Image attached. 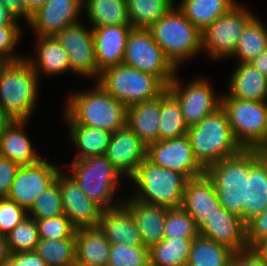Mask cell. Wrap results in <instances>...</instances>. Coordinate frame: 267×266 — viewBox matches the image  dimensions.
<instances>
[{
  "label": "cell",
  "instance_id": "obj_1",
  "mask_svg": "<svg viewBox=\"0 0 267 266\" xmlns=\"http://www.w3.org/2000/svg\"><path fill=\"white\" fill-rule=\"evenodd\" d=\"M90 92L70 96L66 109L68 125H83L114 133L126 126L127 107L96 83ZM96 86V87H95Z\"/></svg>",
  "mask_w": 267,
  "mask_h": 266
},
{
  "label": "cell",
  "instance_id": "obj_2",
  "mask_svg": "<svg viewBox=\"0 0 267 266\" xmlns=\"http://www.w3.org/2000/svg\"><path fill=\"white\" fill-rule=\"evenodd\" d=\"M187 135L194 157L205 170L243 150L233 135L228 115L222 106L190 127Z\"/></svg>",
  "mask_w": 267,
  "mask_h": 266
},
{
  "label": "cell",
  "instance_id": "obj_3",
  "mask_svg": "<svg viewBox=\"0 0 267 266\" xmlns=\"http://www.w3.org/2000/svg\"><path fill=\"white\" fill-rule=\"evenodd\" d=\"M38 74L26 58L6 62L0 71V108L14 121H27L38 90Z\"/></svg>",
  "mask_w": 267,
  "mask_h": 266
},
{
  "label": "cell",
  "instance_id": "obj_4",
  "mask_svg": "<svg viewBox=\"0 0 267 266\" xmlns=\"http://www.w3.org/2000/svg\"><path fill=\"white\" fill-rule=\"evenodd\" d=\"M131 179L139 189L133 198L168 209L182 206L188 181L184 174L159 167L146 158Z\"/></svg>",
  "mask_w": 267,
  "mask_h": 266
},
{
  "label": "cell",
  "instance_id": "obj_5",
  "mask_svg": "<svg viewBox=\"0 0 267 266\" xmlns=\"http://www.w3.org/2000/svg\"><path fill=\"white\" fill-rule=\"evenodd\" d=\"M149 31L176 68L183 59H189L202 51V32L175 6Z\"/></svg>",
  "mask_w": 267,
  "mask_h": 266
},
{
  "label": "cell",
  "instance_id": "obj_6",
  "mask_svg": "<svg viewBox=\"0 0 267 266\" xmlns=\"http://www.w3.org/2000/svg\"><path fill=\"white\" fill-rule=\"evenodd\" d=\"M211 178L222 208L236 214L244 223V204L247 202L249 149L224 158L205 170Z\"/></svg>",
  "mask_w": 267,
  "mask_h": 266
},
{
  "label": "cell",
  "instance_id": "obj_7",
  "mask_svg": "<svg viewBox=\"0 0 267 266\" xmlns=\"http://www.w3.org/2000/svg\"><path fill=\"white\" fill-rule=\"evenodd\" d=\"M98 84L126 107L160 96L167 86L155 75L120 64L101 72Z\"/></svg>",
  "mask_w": 267,
  "mask_h": 266
},
{
  "label": "cell",
  "instance_id": "obj_8",
  "mask_svg": "<svg viewBox=\"0 0 267 266\" xmlns=\"http://www.w3.org/2000/svg\"><path fill=\"white\" fill-rule=\"evenodd\" d=\"M229 124L243 149H261L267 143V103L223 96Z\"/></svg>",
  "mask_w": 267,
  "mask_h": 266
},
{
  "label": "cell",
  "instance_id": "obj_9",
  "mask_svg": "<svg viewBox=\"0 0 267 266\" xmlns=\"http://www.w3.org/2000/svg\"><path fill=\"white\" fill-rule=\"evenodd\" d=\"M71 167L72 174L70 176L85 195L103 210L121 205L118 203L113 205L111 202L121 174L105 155L74 160Z\"/></svg>",
  "mask_w": 267,
  "mask_h": 266
},
{
  "label": "cell",
  "instance_id": "obj_10",
  "mask_svg": "<svg viewBox=\"0 0 267 266\" xmlns=\"http://www.w3.org/2000/svg\"><path fill=\"white\" fill-rule=\"evenodd\" d=\"M123 64L155 75L166 86L177 75V68L155 42L149 29L131 28Z\"/></svg>",
  "mask_w": 267,
  "mask_h": 266
},
{
  "label": "cell",
  "instance_id": "obj_11",
  "mask_svg": "<svg viewBox=\"0 0 267 266\" xmlns=\"http://www.w3.org/2000/svg\"><path fill=\"white\" fill-rule=\"evenodd\" d=\"M253 16L244 7L235 5L201 33L202 50H209V55L216 60L220 57H233L243 28Z\"/></svg>",
  "mask_w": 267,
  "mask_h": 266
},
{
  "label": "cell",
  "instance_id": "obj_12",
  "mask_svg": "<svg viewBox=\"0 0 267 266\" xmlns=\"http://www.w3.org/2000/svg\"><path fill=\"white\" fill-rule=\"evenodd\" d=\"M177 76L167 86V90L177 99L188 128L198 124L203 118L222 106V100L215 97L210 84L201 78L195 79L184 89Z\"/></svg>",
  "mask_w": 267,
  "mask_h": 266
},
{
  "label": "cell",
  "instance_id": "obj_13",
  "mask_svg": "<svg viewBox=\"0 0 267 266\" xmlns=\"http://www.w3.org/2000/svg\"><path fill=\"white\" fill-rule=\"evenodd\" d=\"M147 159L159 167L184 174L188 179L205 173V169L194 157L187 134L150 144L147 147Z\"/></svg>",
  "mask_w": 267,
  "mask_h": 266
},
{
  "label": "cell",
  "instance_id": "obj_14",
  "mask_svg": "<svg viewBox=\"0 0 267 266\" xmlns=\"http://www.w3.org/2000/svg\"><path fill=\"white\" fill-rule=\"evenodd\" d=\"M59 172L57 167L44 159L20 166L7 198L28 211L38 196L56 181Z\"/></svg>",
  "mask_w": 267,
  "mask_h": 266
},
{
  "label": "cell",
  "instance_id": "obj_15",
  "mask_svg": "<svg viewBox=\"0 0 267 266\" xmlns=\"http://www.w3.org/2000/svg\"><path fill=\"white\" fill-rule=\"evenodd\" d=\"M55 37L69 56L71 71L99 78L92 28L88 31L81 23H76L65 27Z\"/></svg>",
  "mask_w": 267,
  "mask_h": 266
},
{
  "label": "cell",
  "instance_id": "obj_16",
  "mask_svg": "<svg viewBox=\"0 0 267 266\" xmlns=\"http://www.w3.org/2000/svg\"><path fill=\"white\" fill-rule=\"evenodd\" d=\"M59 189L64 214L76 230L99 227L103 209L85 195L70 175L59 172Z\"/></svg>",
  "mask_w": 267,
  "mask_h": 266
},
{
  "label": "cell",
  "instance_id": "obj_17",
  "mask_svg": "<svg viewBox=\"0 0 267 266\" xmlns=\"http://www.w3.org/2000/svg\"><path fill=\"white\" fill-rule=\"evenodd\" d=\"M105 156L121 175L131 178L147 158V146L126 125L112 133Z\"/></svg>",
  "mask_w": 267,
  "mask_h": 266
},
{
  "label": "cell",
  "instance_id": "obj_18",
  "mask_svg": "<svg viewBox=\"0 0 267 266\" xmlns=\"http://www.w3.org/2000/svg\"><path fill=\"white\" fill-rule=\"evenodd\" d=\"M83 0H47L31 15L28 24L38 36H55L65 27L79 23Z\"/></svg>",
  "mask_w": 267,
  "mask_h": 266
},
{
  "label": "cell",
  "instance_id": "obj_19",
  "mask_svg": "<svg viewBox=\"0 0 267 266\" xmlns=\"http://www.w3.org/2000/svg\"><path fill=\"white\" fill-rule=\"evenodd\" d=\"M181 207L194 219L198 228L222 208L215 186L206 172L188 179Z\"/></svg>",
  "mask_w": 267,
  "mask_h": 266
},
{
  "label": "cell",
  "instance_id": "obj_20",
  "mask_svg": "<svg viewBox=\"0 0 267 266\" xmlns=\"http://www.w3.org/2000/svg\"><path fill=\"white\" fill-rule=\"evenodd\" d=\"M199 236L213 240L231 250L247 248L246 228L239 216L221 208L199 228Z\"/></svg>",
  "mask_w": 267,
  "mask_h": 266
},
{
  "label": "cell",
  "instance_id": "obj_21",
  "mask_svg": "<svg viewBox=\"0 0 267 266\" xmlns=\"http://www.w3.org/2000/svg\"><path fill=\"white\" fill-rule=\"evenodd\" d=\"M131 25L93 27V38L98 71L123 64L125 47Z\"/></svg>",
  "mask_w": 267,
  "mask_h": 266
},
{
  "label": "cell",
  "instance_id": "obj_22",
  "mask_svg": "<svg viewBox=\"0 0 267 266\" xmlns=\"http://www.w3.org/2000/svg\"><path fill=\"white\" fill-rule=\"evenodd\" d=\"M267 209V159L259 149H249L247 202L244 204V224Z\"/></svg>",
  "mask_w": 267,
  "mask_h": 266
},
{
  "label": "cell",
  "instance_id": "obj_23",
  "mask_svg": "<svg viewBox=\"0 0 267 266\" xmlns=\"http://www.w3.org/2000/svg\"><path fill=\"white\" fill-rule=\"evenodd\" d=\"M131 213L144 246L150 249L164 236L168 208L130 198L122 203Z\"/></svg>",
  "mask_w": 267,
  "mask_h": 266
},
{
  "label": "cell",
  "instance_id": "obj_24",
  "mask_svg": "<svg viewBox=\"0 0 267 266\" xmlns=\"http://www.w3.org/2000/svg\"><path fill=\"white\" fill-rule=\"evenodd\" d=\"M99 228L110 244L144 245L130 211L122 202L120 206L102 211Z\"/></svg>",
  "mask_w": 267,
  "mask_h": 266
},
{
  "label": "cell",
  "instance_id": "obj_25",
  "mask_svg": "<svg viewBox=\"0 0 267 266\" xmlns=\"http://www.w3.org/2000/svg\"><path fill=\"white\" fill-rule=\"evenodd\" d=\"M160 96L127 107L126 125L148 147L159 140Z\"/></svg>",
  "mask_w": 267,
  "mask_h": 266
},
{
  "label": "cell",
  "instance_id": "obj_26",
  "mask_svg": "<svg viewBox=\"0 0 267 266\" xmlns=\"http://www.w3.org/2000/svg\"><path fill=\"white\" fill-rule=\"evenodd\" d=\"M76 263L86 266H107L110 242L99 227L75 231Z\"/></svg>",
  "mask_w": 267,
  "mask_h": 266
},
{
  "label": "cell",
  "instance_id": "obj_27",
  "mask_svg": "<svg viewBox=\"0 0 267 266\" xmlns=\"http://www.w3.org/2000/svg\"><path fill=\"white\" fill-rule=\"evenodd\" d=\"M229 97L267 101V77L249 63H240L231 77Z\"/></svg>",
  "mask_w": 267,
  "mask_h": 266
},
{
  "label": "cell",
  "instance_id": "obj_28",
  "mask_svg": "<svg viewBox=\"0 0 267 266\" xmlns=\"http://www.w3.org/2000/svg\"><path fill=\"white\" fill-rule=\"evenodd\" d=\"M26 121H13L0 138V156L19 166L38 163L42 158L35 153L29 138L21 130Z\"/></svg>",
  "mask_w": 267,
  "mask_h": 266
},
{
  "label": "cell",
  "instance_id": "obj_29",
  "mask_svg": "<svg viewBox=\"0 0 267 266\" xmlns=\"http://www.w3.org/2000/svg\"><path fill=\"white\" fill-rule=\"evenodd\" d=\"M38 57L34 62L28 59V62L38 74L57 75L64 73L70 68V60L66 50L61 46L55 36H38Z\"/></svg>",
  "mask_w": 267,
  "mask_h": 266
},
{
  "label": "cell",
  "instance_id": "obj_30",
  "mask_svg": "<svg viewBox=\"0 0 267 266\" xmlns=\"http://www.w3.org/2000/svg\"><path fill=\"white\" fill-rule=\"evenodd\" d=\"M235 5L237 4L234 0H182L177 8L200 32H203Z\"/></svg>",
  "mask_w": 267,
  "mask_h": 266
},
{
  "label": "cell",
  "instance_id": "obj_31",
  "mask_svg": "<svg viewBox=\"0 0 267 266\" xmlns=\"http://www.w3.org/2000/svg\"><path fill=\"white\" fill-rule=\"evenodd\" d=\"M70 140L80 149L75 160L105 155L112 133L83 125H69Z\"/></svg>",
  "mask_w": 267,
  "mask_h": 266
},
{
  "label": "cell",
  "instance_id": "obj_32",
  "mask_svg": "<svg viewBox=\"0 0 267 266\" xmlns=\"http://www.w3.org/2000/svg\"><path fill=\"white\" fill-rule=\"evenodd\" d=\"M83 4L92 27L131 25L126 0H83Z\"/></svg>",
  "mask_w": 267,
  "mask_h": 266
},
{
  "label": "cell",
  "instance_id": "obj_33",
  "mask_svg": "<svg viewBox=\"0 0 267 266\" xmlns=\"http://www.w3.org/2000/svg\"><path fill=\"white\" fill-rule=\"evenodd\" d=\"M233 254L230 248L198 236L193 239L186 266H232Z\"/></svg>",
  "mask_w": 267,
  "mask_h": 266
},
{
  "label": "cell",
  "instance_id": "obj_34",
  "mask_svg": "<svg viewBox=\"0 0 267 266\" xmlns=\"http://www.w3.org/2000/svg\"><path fill=\"white\" fill-rule=\"evenodd\" d=\"M188 130L179 102L166 89L160 95L159 140L184 136Z\"/></svg>",
  "mask_w": 267,
  "mask_h": 266
},
{
  "label": "cell",
  "instance_id": "obj_35",
  "mask_svg": "<svg viewBox=\"0 0 267 266\" xmlns=\"http://www.w3.org/2000/svg\"><path fill=\"white\" fill-rule=\"evenodd\" d=\"M174 0H126L132 28L149 29L172 8Z\"/></svg>",
  "mask_w": 267,
  "mask_h": 266
},
{
  "label": "cell",
  "instance_id": "obj_36",
  "mask_svg": "<svg viewBox=\"0 0 267 266\" xmlns=\"http://www.w3.org/2000/svg\"><path fill=\"white\" fill-rule=\"evenodd\" d=\"M267 49V29L253 16L243 28L233 56L241 59L240 63H249Z\"/></svg>",
  "mask_w": 267,
  "mask_h": 266
},
{
  "label": "cell",
  "instance_id": "obj_37",
  "mask_svg": "<svg viewBox=\"0 0 267 266\" xmlns=\"http://www.w3.org/2000/svg\"><path fill=\"white\" fill-rule=\"evenodd\" d=\"M193 239H166L149 249L150 266H186Z\"/></svg>",
  "mask_w": 267,
  "mask_h": 266
},
{
  "label": "cell",
  "instance_id": "obj_38",
  "mask_svg": "<svg viewBox=\"0 0 267 266\" xmlns=\"http://www.w3.org/2000/svg\"><path fill=\"white\" fill-rule=\"evenodd\" d=\"M75 250V238H40L35 251L46 266H73L76 263Z\"/></svg>",
  "mask_w": 267,
  "mask_h": 266
},
{
  "label": "cell",
  "instance_id": "obj_39",
  "mask_svg": "<svg viewBox=\"0 0 267 266\" xmlns=\"http://www.w3.org/2000/svg\"><path fill=\"white\" fill-rule=\"evenodd\" d=\"M6 238L10 253L35 251L40 239L37 221L26 216L6 235Z\"/></svg>",
  "mask_w": 267,
  "mask_h": 266
},
{
  "label": "cell",
  "instance_id": "obj_40",
  "mask_svg": "<svg viewBox=\"0 0 267 266\" xmlns=\"http://www.w3.org/2000/svg\"><path fill=\"white\" fill-rule=\"evenodd\" d=\"M198 236L196 222L182 207L168 209L163 238L195 239Z\"/></svg>",
  "mask_w": 267,
  "mask_h": 266
},
{
  "label": "cell",
  "instance_id": "obj_41",
  "mask_svg": "<svg viewBox=\"0 0 267 266\" xmlns=\"http://www.w3.org/2000/svg\"><path fill=\"white\" fill-rule=\"evenodd\" d=\"M27 212H29L28 216L35 220H42L64 214L61 192L59 189V174L56 181L38 196Z\"/></svg>",
  "mask_w": 267,
  "mask_h": 266
},
{
  "label": "cell",
  "instance_id": "obj_42",
  "mask_svg": "<svg viewBox=\"0 0 267 266\" xmlns=\"http://www.w3.org/2000/svg\"><path fill=\"white\" fill-rule=\"evenodd\" d=\"M107 266H150L149 249L144 245L111 244Z\"/></svg>",
  "mask_w": 267,
  "mask_h": 266
},
{
  "label": "cell",
  "instance_id": "obj_43",
  "mask_svg": "<svg viewBox=\"0 0 267 266\" xmlns=\"http://www.w3.org/2000/svg\"><path fill=\"white\" fill-rule=\"evenodd\" d=\"M36 221L38 224L39 238H75L76 229L72 226L69 218L65 214Z\"/></svg>",
  "mask_w": 267,
  "mask_h": 266
},
{
  "label": "cell",
  "instance_id": "obj_44",
  "mask_svg": "<svg viewBox=\"0 0 267 266\" xmlns=\"http://www.w3.org/2000/svg\"><path fill=\"white\" fill-rule=\"evenodd\" d=\"M28 212L7 197L0 198V235L6 236L25 219Z\"/></svg>",
  "mask_w": 267,
  "mask_h": 266
},
{
  "label": "cell",
  "instance_id": "obj_45",
  "mask_svg": "<svg viewBox=\"0 0 267 266\" xmlns=\"http://www.w3.org/2000/svg\"><path fill=\"white\" fill-rule=\"evenodd\" d=\"M20 28L19 26L0 27V58L5 62H14L23 59L12 54L20 38Z\"/></svg>",
  "mask_w": 267,
  "mask_h": 266
},
{
  "label": "cell",
  "instance_id": "obj_46",
  "mask_svg": "<svg viewBox=\"0 0 267 266\" xmlns=\"http://www.w3.org/2000/svg\"><path fill=\"white\" fill-rule=\"evenodd\" d=\"M246 245L256 248L267 239V209L251 219L246 225Z\"/></svg>",
  "mask_w": 267,
  "mask_h": 266
},
{
  "label": "cell",
  "instance_id": "obj_47",
  "mask_svg": "<svg viewBox=\"0 0 267 266\" xmlns=\"http://www.w3.org/2000/svg\"><path fill=\"white\" fill-rule=\"evenodd\" d=\"M19 167L17 163L0 156V198L8 196Z\"/></svg>",
  "mask_w": 267,
  "mask_h": 266
},
{
  "label": "cell",
  "instance_id": "obj_48",
  "mask_svg": "<svg viewBox=\"0 0 267 266\" xmlns=\"http://www.w3.org/2000/svg\"><path fill=\"white\" fill-rule=\"evenodd\" d=\"M232 266H267V263L255 248L247 247L234 252Z\"/></svg>",
  "mask_w": 267,
  "mask_h": 266
},
{
  "label": "cell",
  "instance_id": "obj_49",
  "mask_svg": "<svg viewBox=\"0 0 267 266\" xmlns=\"http://www.w3.org/2000/svg\"><path fill=\"white\" fill-rule=\"evenodd\" d=\"M5 266H46V263L36 251H32L11 253Z\"/></svg>",
  "mask_w": 267,
  "mask_h": 266
},
{
  "label": "cell",
  "instance_id": "obj_50",
  "mask_svg": "<svg viewBox=\"0 0 267 266\" xmlns=\"http://www.w3.org/2000/svg\"><path fill=\"white\" fill-rule=\"evenodd\" d=\"M0 2L8 9L18 20L21 17L25 18L29 23L31 15L27 12L26 8L22 4L21 0H0Z\"/></svg>",
  "mask_w": 267,
  "mask_h": 266
},
{
  "label": "cell",
  "instance_id": "obj_51",
  "mask_svg": "<svg viewBox=\"0 0 267 266\" xmlns=\"http://www.w3.org/2000/svg\"><path fill=\"white\" fill-rule=\"evenodd\" d=\"M18 19L0 2V27L19 26Z\"/></svg>",
  "mask_w": 267,
  "mask_h": 266
},
{
  "label": "cell",
  "instance_id": "obj_52",
  "mask_svg": "<svg viewBox=\"0 0 267 266\" xmlns=\"http://www.w3.org/2000/svg\"><path fill=\"white\" fill-rule=\"evenodd\" d=\"M249 64L267 77V49L256 58L252 59Z\"/></svg>",
  "mask_w": 267,
  "mask_h": 266
},
{
  "label": "cell",
  "instance_id": "obj_53",
  "mask_svg": "<svg viewBox=\"0 0 267 266\" xmlns=\"http://www.w3.org/2000/svg\"><path fill=\"white\" fill-rule=\"evenodd\" d=\"M10 254L6 236L0 235V266H5Z\"/></svg>",
  "mask_w": 267,
  "mask_h": 266
},
{
  "label": "cell",
  "instance_id": "obj_54",
  "mask_svg": "<svg viewBox=\"0 0 267 266\" xmlns=\"http://www.w3.org/2000/svg\"><path fill=\"white\" fill-rule=\"evenodd\" d=\"M47 0H21L27 12L32 15L40 7H42Z\"/></svg>",
  "mask_w": 267,
  "mask_h": 266
},
{
  "label": "cell",
  "instance_id": "obj_55",
  "mask_svg": "<svg viewBox=\"0 0 267 266\" xmlns=\"http://www.w3.org/2000/svg\"><path fill=\"white\" fill-rule=\"evenodd\" d=\"M14 120L0 108V138Z\"/></svg>",
  "mask_w": 267,
  "mask_h": 266
},
{
  "label": "cell",
  "instance_id": "obj_56",
  "mask_svg": "<svg viewBox=\"0 0 267 266\" xmlns=\"http://www.w3.org/2000/svg\"><path fill=\"white\" fill-rule=\"evenodd\" d=\"M255 249L262 255L264 261L267 263V239L261 242Z\"/></svg>",
  "mask_w": 267,
  "mask_h": 266
},
{
  "label": "cell",
  "instance_id": "obj_57",
  "mask_svg": "<svg viewBox=\"0 0 267 266\" xmlns=\"http://www.w3.org/2000/svg\"><path fill=\"white\" fill-rule=\"evenodd\" d=\"M260 150L262 155L267 159V143Z\"/></svg>",
  "mask_w": 267,
  "mask_h": 266
},
{
  "label": "cell",
  "instance_id": "obj_58",
  "mask_svg": "<svg viewBox=\"0 0 267 266\" xmlns=\"http://www.w3.org/2000/svg\"><path fill=\"white\" fill-rule=\"evenodd\" d=\"M5 61H3L1 58H0V71L1 69L3 68V66L5 65Z\"/></svg>",
  "mask_w": 267,
  "mask_h": 266
},
{
  "label": "cell",
  "instance_id": "obj_59",
  "mask_svg": "<svg viewBox=\"0 0 267 266\" xmlns=\"http://www.w3.org/2000/svg\"><path fill=\"white\" fill-rule=\"evenodd\" d=\"M73 266H86V265H81V264L75 263Z\"/></svg>",
  "mask_w": 267,
  "mask_h": 266
}]
</instances>
